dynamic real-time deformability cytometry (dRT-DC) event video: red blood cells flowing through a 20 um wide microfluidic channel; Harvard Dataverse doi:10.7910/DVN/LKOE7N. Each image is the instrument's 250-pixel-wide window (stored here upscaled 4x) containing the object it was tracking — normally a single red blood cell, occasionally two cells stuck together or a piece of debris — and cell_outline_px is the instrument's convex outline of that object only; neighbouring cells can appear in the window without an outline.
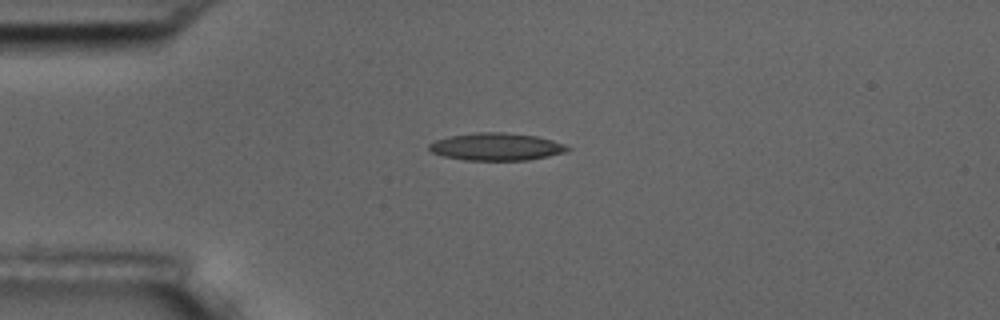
{"species": "common noctule bat (a hibernating species)", "species_latin": "Nyctalus noctula", "temperature_condition": "room temperature", "stored_images_in_passage": 4, "camera_frame_rate_fps": 3000, "um_per_image_px": 0.085, "animal": {"sex": "male", "body_mass_g": 17.5, "forearm_length_mm": 52.3}, "frame": {"image": 1, "passage_image": 1, "time_ms": 0.0, "image_size_px": [1000, 320], "cell_outline_px": [[572, 148], [564, 152], [548, 156], [528, 160], [464, 160], [444, 156], [432, 152], [428, 148], [428, 144], [436, 140], [448, 136], [476, 132], [508, 132], [536, 136], [552, 140], [564, 144]], "centroid_in_image_um": [42.18, 12.46], "position_along_channel_um": 42.8, "area_um2": 22.2}}